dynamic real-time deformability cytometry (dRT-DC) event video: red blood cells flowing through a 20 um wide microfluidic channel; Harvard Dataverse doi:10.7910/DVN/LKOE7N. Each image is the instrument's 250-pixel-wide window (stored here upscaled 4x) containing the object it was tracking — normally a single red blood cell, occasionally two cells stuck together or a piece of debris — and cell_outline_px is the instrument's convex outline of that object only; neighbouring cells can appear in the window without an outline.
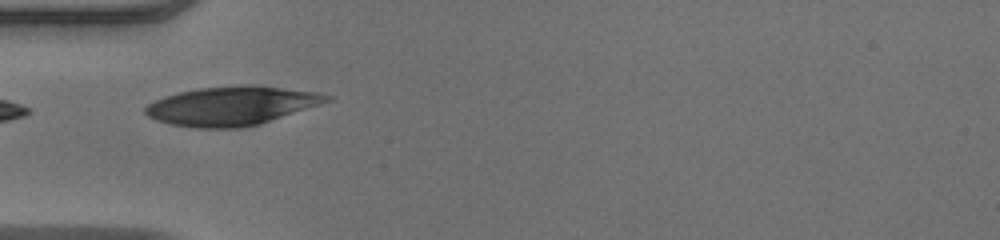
{"species": "human", "species_latin": "Homo sapiens", "temperature_condition": "warm", "stored_images_in_passage": 16, "camera_frame_rate_fps": 3000, "um_per_image_px": 0.085, "donor": {"sex": "male"}, "frame": {"image": 1, "passage_image": 1, "time_ms": 0.0, "image_size_px": [1000, 240], "cell_outline_px": [[332, 100], [260, 124], [240, 128], [196, 128], [172, 124], [156, 120], [148, 116], [144, 112], [144, 108], [148, 104], [164, 96], [180, 92], [200, 88], [252, 84], [320, 92], [332, 96]], "centroid_in_image_um": [19.71, 8.99], "position_along_channel_um": 65.3, "area_um2": 41.04}}
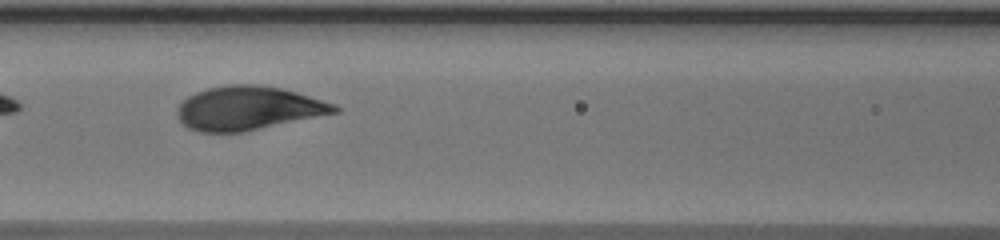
{"frame": {"image": 2, "passage_image": 7, "time_ms": 2.0, "image_size_px": [1000, 240], "cell_outline_px": [[340, 112], [244, 132], [200, 132], [188, 128], [180, 120], [180, 104], [188, 96], [196, 92], [208, 88], [228, 84], [256, 84], [280, 88], [296, 92], [336, 104], [340, 108]], "centroid_in_image_um": [21.15, 9.2], "position_along_channel_um": 145.4, "area_um2": 39.88}}
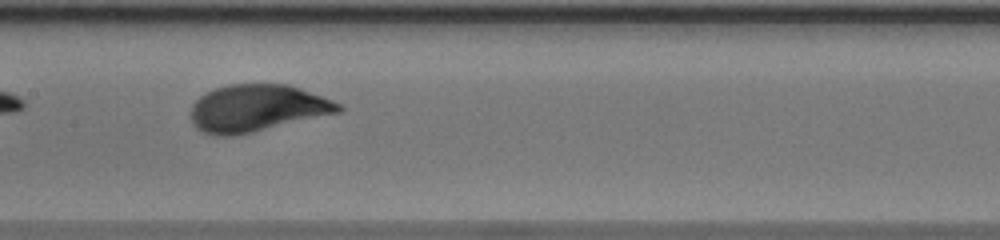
{"frame": {"image": 3, "passage_image": 10, "time_ms": 3.0, "image_size_px": [1000, 240], "cell_outline_px": [[344, 108], [340, 112], [252, 132], [232, 136], [212, 136], [196, 128], [192, 124], [188, 112], [192, 104], [200, 96], [216, 88], [228, 84], [288, 84], [300, 88], [344, 104]], "centroid_in_image_um": [21.82, 9.2], "position_along_channel_um": 185.6, "area_um2": 40.69}}